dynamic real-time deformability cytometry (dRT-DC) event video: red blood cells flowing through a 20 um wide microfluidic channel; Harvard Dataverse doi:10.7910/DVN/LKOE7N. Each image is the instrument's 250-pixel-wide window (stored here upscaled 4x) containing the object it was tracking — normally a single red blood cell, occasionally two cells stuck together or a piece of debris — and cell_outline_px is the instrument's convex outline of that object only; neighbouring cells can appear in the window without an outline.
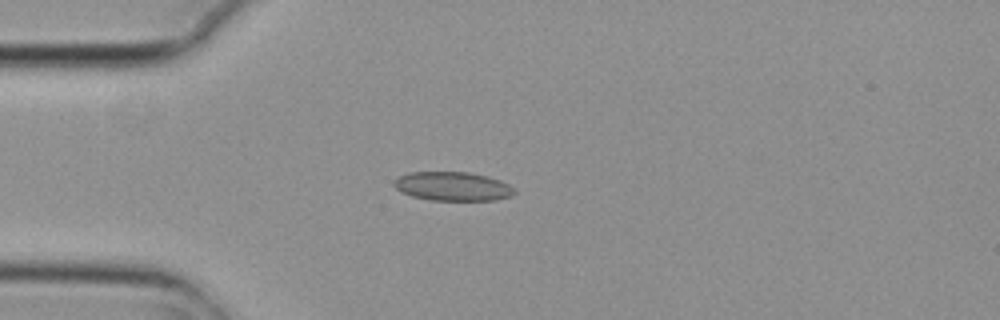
{"species": "common noctule bat (a hibernating species)", "species_latin": "Nyctalus noctula", "temperature_condition": "cold", "stored_images_in_passage": 7, "camera_frame_rate_fps": 3000, "um_per_image_px": 0.085, "animal": {"sex": "female", "body_mass_g": 29.2, "forearm_length_mm": 56.3}, "frame": {"image": 1, "passage_image": 4, "time_ms": 1.0, "image_size_px": [1000, 320], "cell_outline_px": [[516, 192], [512, 196], [496, 200], [428, 200], [412, 196], [400, 192], [392, 184], [392, 180], [408, 172], [468, 172], [488, 176], [500, 180], [516, 188]], "centroid_in_image_um": [38.48, 15.84], "position_along_channel_um": 46.5, "area_um2": 20.58}}
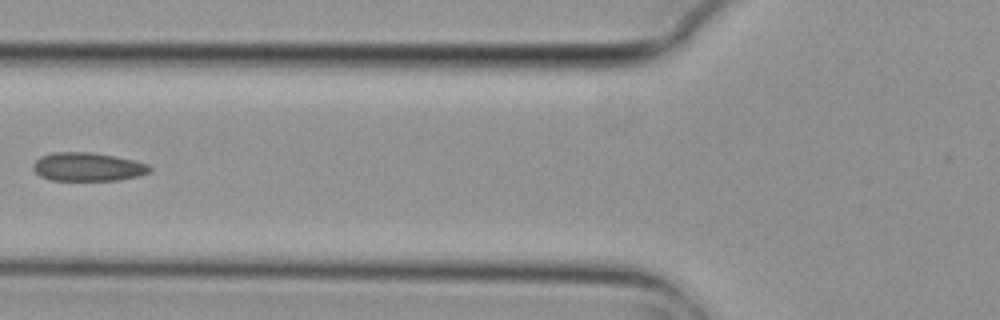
{"frame": {"image": 2, "passage_image": 6, "time_ms": 1.667, "image_size_px": [1000, 320], "cell_outline_px": [[152, 172], [136, 176], [116, 180], [52, 180], [40, 176], [32, 168], [32, 164], [40, 156], [52, 152], [92, 152], [132, 160], [148, 164], [152, 168]], "centroid_in_image_um": [7.43, 14.18], "position_along_channel_um": 118.4, "area_um2": 19.31}}
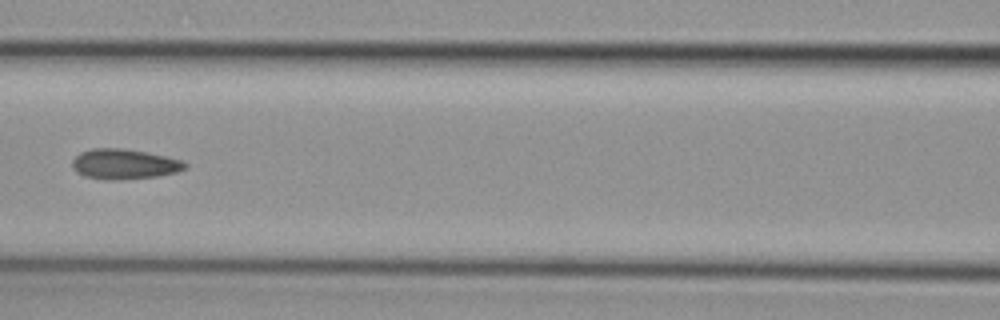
{"frame": {"image": 3, "passage_image": 7, "time_ms": 2.0, "image_size_px": [1000, 320], "cell_outline_px": [[188, 168], [176, 172], [156, 176], [120, 180], [104, 180], [84, 176], [76, 172], [72, 168], [72, 160], [80, 152], [92, 148], [120, 148], [148, 152], [180, 160], [188, 164]], "centroid_in_image_um": [10.53, 13.95], "position_along_channel_um": 156.1, "area_um2": 19.94}}